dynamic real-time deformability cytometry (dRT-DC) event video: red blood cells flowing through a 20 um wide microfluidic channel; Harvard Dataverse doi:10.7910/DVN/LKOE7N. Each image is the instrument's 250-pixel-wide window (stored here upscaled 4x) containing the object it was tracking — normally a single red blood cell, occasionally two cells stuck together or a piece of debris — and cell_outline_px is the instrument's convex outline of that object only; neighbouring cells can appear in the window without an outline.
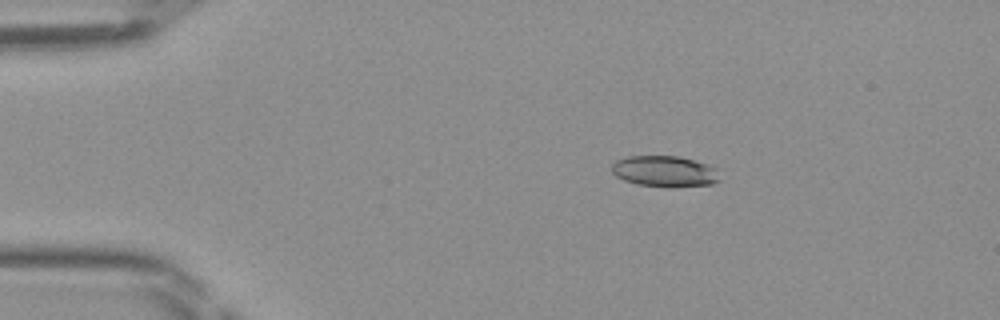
{"species": "Egyptian fruit bat (a non-hibernating species)", "species_latin": "Rousettus aegyptiacus", "temperature_condition": "room temperature", "stored_images_in_passage": 48, "camera_frame_rate_fps": 3000, "um_per_image_px": 0.085, "frame": {"image": 1, "passage_image": 9, "time_ms": 2.667, "image_size_px": [1000, 320], "cell_outline_px": [[720, 180], [712, 184], [668, 188], [636, 184], [624, 180], [616, 176], [612, 172], [612, 164], [616, 160], [628, 156], [680, 156], [708, 164], [716, 168]], "centroid_in_image_um": [56.5, 14.57], "position_along_channel_um": 28.5, "area_um2": 19.77}}
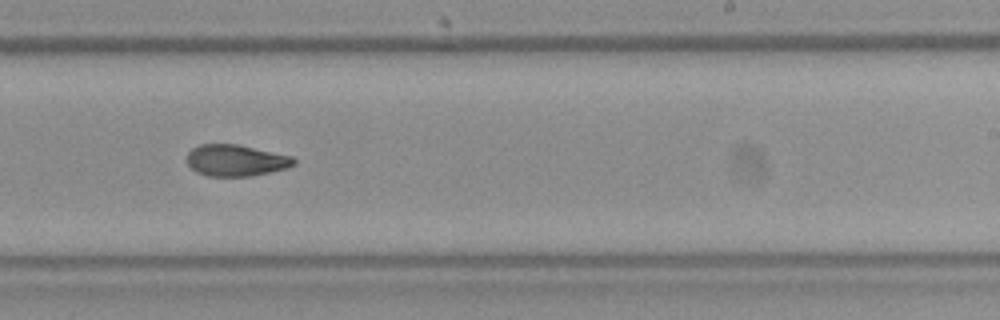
{"frame": {"image": 2, "passage_image": 30, "time_ms": 9.667, "image_size_px": [1000, 320], "cell_outline_px": [[296, 164], [284, 168], [268, 172], [248, 176], [208, 176], [196, 172], [188, 164], [188, 152], [192, 148], [200, 144], [240, 144], [292, 156], [296, 160]], "centroid_in_image_um": [20.04, 13.62], "position_along_channel_um": 269.0, "area_um2": 19.54}}
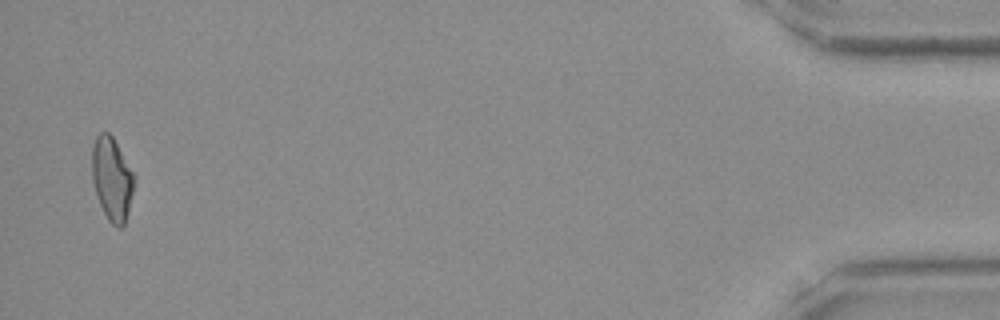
{"frame": {"image": 3, "passage_image": 47, "time_ms": 15.333, "image_size_px": [1000, 320], "cell_outline_px": [[136, 180], [128, 212], [124, 224], [120, 228], [112, 224], [108, 220], [100, 204], [92, 180], [92, 144], [96, 136], [100, 132], [108, 132], [112, 136], [136, 176]], "centroid_in_image_um": [9.53, 15.18], "position_along_channel_um": 425.7, "area_um2": 20.52}}